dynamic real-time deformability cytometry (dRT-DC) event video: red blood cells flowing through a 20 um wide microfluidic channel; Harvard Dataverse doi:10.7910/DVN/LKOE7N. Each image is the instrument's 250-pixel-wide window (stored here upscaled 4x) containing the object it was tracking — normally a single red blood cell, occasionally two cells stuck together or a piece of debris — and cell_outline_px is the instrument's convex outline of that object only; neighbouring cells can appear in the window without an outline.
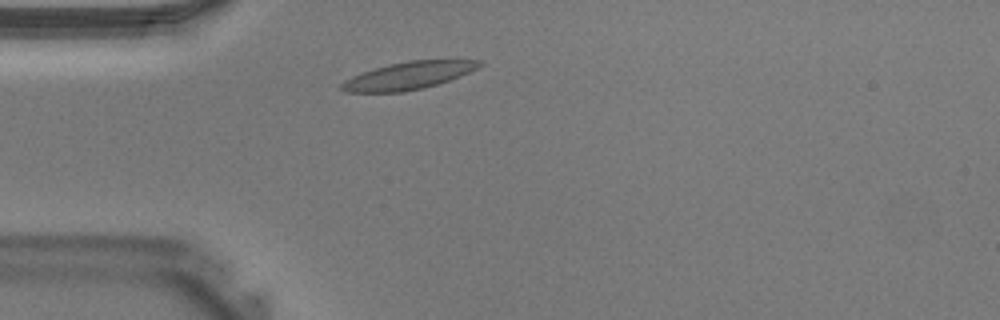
{"species": "Egyptian fruit bat (a non-hibernating species)", "species_latin": "Rousettus aegyptiacus", "temperature_condition": "warm", "stored_images_in_passage": 34, "camera_frame_rate_fps": 3000, "um_per_image_px": 0.085, "animal": {"sex": "male"}, "frame": {"image": 1, "passage_image": 4, "time_ms": 1.0, "image_size_px": [1000, 320], "cell_outline_px": [[484, 64], [460, 76], [424, 88], [404, 92], [344, 92], [340, 88], [340, 84], [344, 80], [352, 76], [388, 64], [408, 60], [484, 60]], "centroid_in_image_um": [34.7, 6.43], "position_along_channel_um": 50.3, "area_um2": 21.96}}
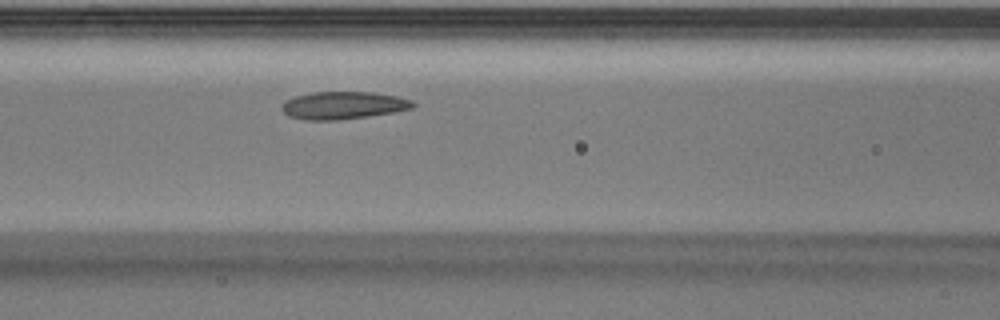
{"frame": {"image": 2, "passage_image": 10, "time_ms": 3.0, "image_size_px": [1000, 320], "cell_outline_px": [[416, 104], [412, 108], [392, 112], [368, 116], [336, 120], [304, 120], [288, 116], [280, 108], [288, 100], [296, 96], [312, 92], [372, 92], [396, 96], [412, 100]], "centroid_in_image_um": [29.17, 8.95], "position_along_channel_um": 137.4, "area_um2": 20.87}}
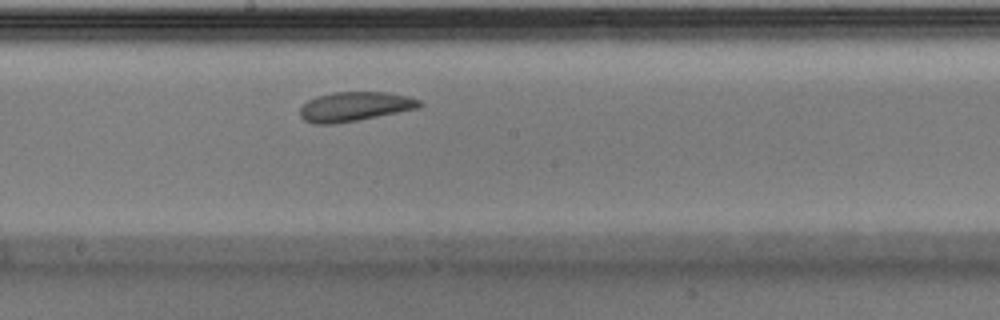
{"frame": {"image": 3, "passage_image": 15, "time_ms": 4.667, "image_size_px": [1000, 320], "cell_outline_px": [[424, 104], [420, 108], [336, 124], [312, 124], [304, 120], [300, 116], [300, 108], [308, 100], [316, 96], [332, 92], [388, 92], [412, 96], [420, 100]], "centroid_in_image_um": [30.18, 9.05], "position_along_channel_um": 218.0, "area_um2": 20.75}}